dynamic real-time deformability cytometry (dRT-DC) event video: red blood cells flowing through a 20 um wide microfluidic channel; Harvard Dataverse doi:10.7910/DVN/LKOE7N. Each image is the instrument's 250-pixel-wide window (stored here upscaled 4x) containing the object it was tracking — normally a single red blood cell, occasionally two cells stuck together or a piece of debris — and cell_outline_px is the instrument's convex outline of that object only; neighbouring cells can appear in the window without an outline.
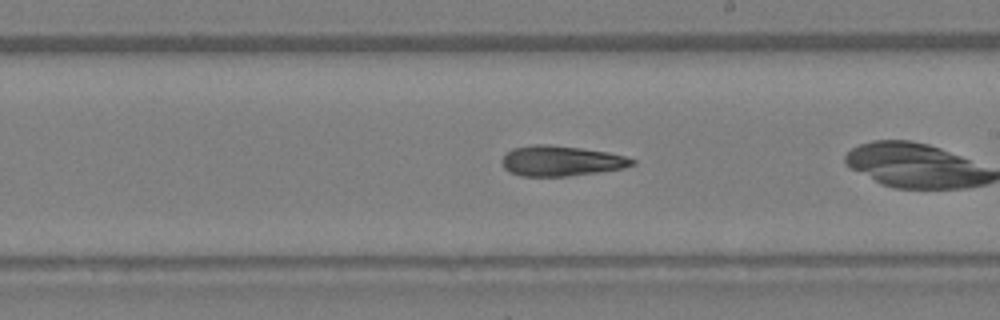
{"species": "Egyptian fruit bat (a non-hibernating species)", "species_latin": "Rousettus aegyptiacus", "temperature_condition": "warm", "stored_images_in_passage": 29, "camera_frame_rate_fps": 3000, "um_per_image_px": 0.085, "animal": {"sex": "female"}, "frame": {"image": 1, "passage_image": 21, "time_ms": 6.667, "image_size_px": [1000, 320], "cell_outline_px": [[636, 164], [624, 168], [568, 176], [520, 176], [508, 172], [504, 168], [500, 160], [512, 148], [532, 144], [544, 144], [580, 148], [608, 152], [624, 156], [636, 160]], "centroid_in_image_um": [47.66, 13.68], "position_along_channel_um": 241.3, "area_um2": 23.0}}